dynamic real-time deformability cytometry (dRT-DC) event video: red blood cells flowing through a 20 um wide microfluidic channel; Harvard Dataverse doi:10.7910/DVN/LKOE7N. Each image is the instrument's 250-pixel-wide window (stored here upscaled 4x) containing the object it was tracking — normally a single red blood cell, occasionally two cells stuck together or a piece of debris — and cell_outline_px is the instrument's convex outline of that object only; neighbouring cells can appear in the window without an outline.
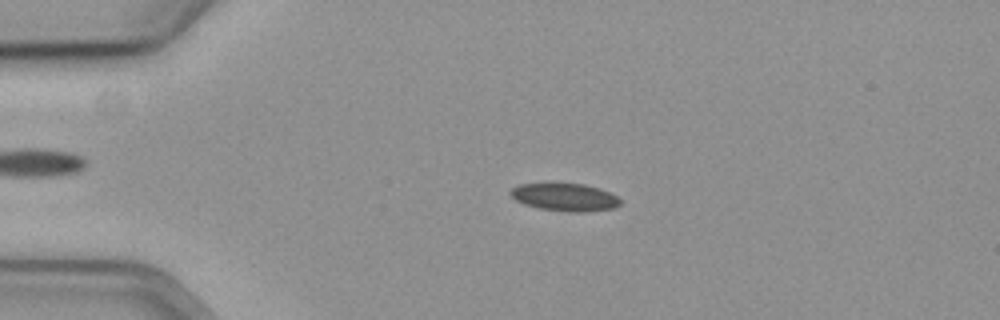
{"species": "common noctule bat (a hibernating species)", "species_latin": "Nyctalus noctula", "temperature_condition": "cold", "stored_images_in_passage": 53, "camera_frame_rate_fps": 3000, "um_per_image_px": 0.085, "animal": {"sex": "female", "body_mass_g": 19.3, "forearm_length_mm": 54.1}, "frame": {"image": 1, "passage_image": 8, "time_ms": 2.333, "image_size_px": [1000, 320], "cell_outline_px": [[620, 204], [616, 208], [584, 212], [568, 212], [540, 208], [524, 204], [516, 200], [508, 192], [512, 188], [520, 184], [544, 180], [584, 184], [600, 188], [616, 196], [620, 200]], "centroid_in_image_um": [47.96, 16.71], "position_along_channel_um": 37.0, "area_um2": 18.5}}
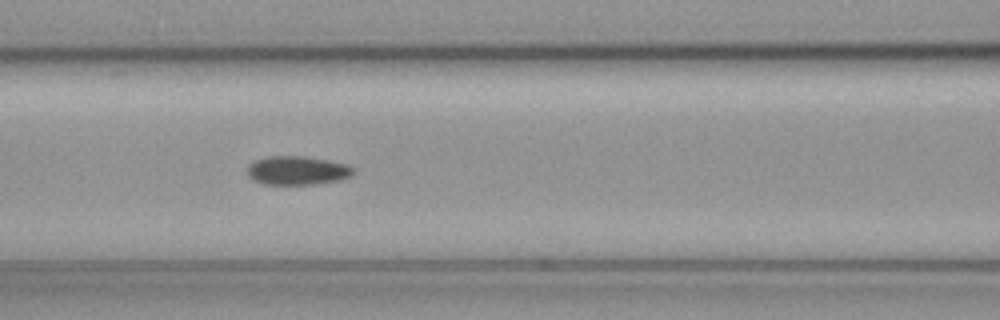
{"frame": {"image": 2, "passage_image": 20, "time_ms": 6.333, "image_size_px": [1000, 320], "cell_outline_px": [[356, 168], [352, 176], [340, 180], [312, 184], [264, 184], [252, 180], [248, 176], [248, 164], [264, 156], [304, 156], [328, 160], [348, 164]], "centroid_in_image_um": [25.29, 14.48], "position_along_channel_um": 141.3, "area_um2": 17.98}}
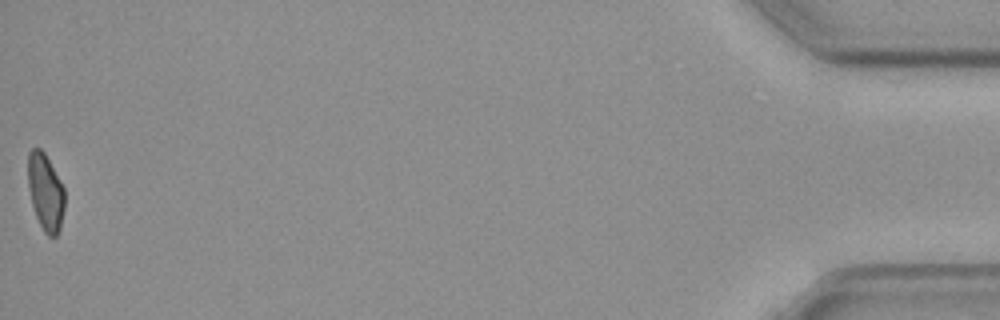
{"frame": {"image": 3, "passage_image": 53, "time_ms": 17.333, "image_size_px": [1000, 320], "cell_outline_px": [[64, 208], [60, 228], [56, 236], [48, 236], [44, 232], [36, 216], [32, 204], [28, 184], [28, 152], [32, 148], [40, 148], [44, 152], [60, 180], [64, 188]], "centroid_in_image_um": [3.86, 16.32], "position_along_channel_um": 431.3, "area_um2": 16.3}}